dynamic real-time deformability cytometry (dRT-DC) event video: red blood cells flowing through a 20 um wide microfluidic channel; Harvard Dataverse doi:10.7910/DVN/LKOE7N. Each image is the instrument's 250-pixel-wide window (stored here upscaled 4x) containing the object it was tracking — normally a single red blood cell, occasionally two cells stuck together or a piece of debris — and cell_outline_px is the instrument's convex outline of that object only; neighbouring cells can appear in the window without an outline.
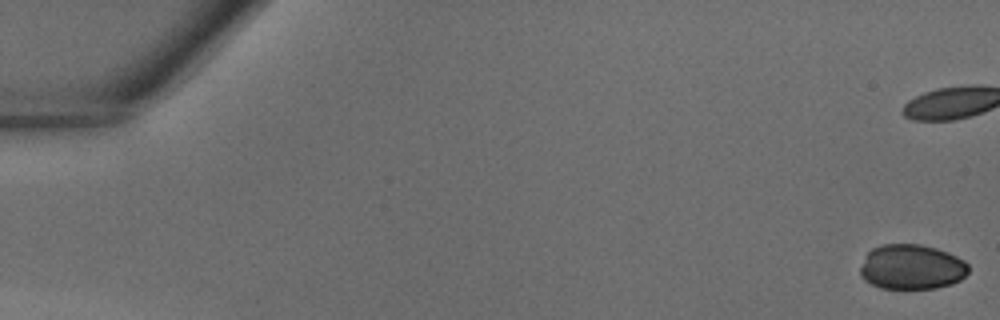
{"species": "common noctule bat (a hibernating species)", "species_latin": "Nyctalus noctula", "temperature_condition": "warm", "stored_images_in_passage": 33, "camera_frame_rate_fps": 3000, "um_per_image_px": 0.085, "animal": {"sex": "male", "body_mass_g": 18.8}, "frame": {"image": 1, "passage_image": 1, "time_ms": 0.0, "image_size_px": [1000, 320], "cell_outline_px": [[968, 272], [960, 280], [952, 284], [936, 288], [880, 288], [864, 280], [860, 276], [860, 268], [864, 256], [872, 248], [880, 244], [920, 244], [936, 248], [948, 252], [964, 260], [968, 264]], "centroid_in_image_um": [77.47, 22.68], "position_along_channel_um": 7.5, "area_um2": 28.55}}